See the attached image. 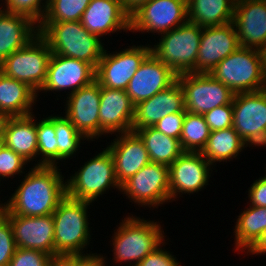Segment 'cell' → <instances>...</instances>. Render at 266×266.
<instances>
[{"mask_svg": "<svg viewBox=\"0 0 266 266\" xmlns=\"http://www.w3.org/2000/svg\"><path fill=\"white\" fill-rule=\"evenodd\" d=\"M50 255L40 250L16 249L8 266H47Z\"/></svg>", "mask_w": 266, "mask_h": 266, "instance_id": "40", "label": "cell"}, {"mask_svg": "<svg viewBox=\"0 0 266 266\" xmlns=\"http://www.w3.org/2000/svg\"><path fill=\"white\" fill-rule=\"evenodd\" d=\"M5 215L10 221L18 248L40 250L50 256L54 255V221L52 214L37 217Z\"/></svg>", "mask_w": 266, "mask_h": 266, "instance_id": "21", "label": "cell"}, {"mask_svg": "<svg viewBox=\"0 0 266 266\" xmlns=\"http://www.w3.org/2000/svg\"><path fill=\"white\" fill-rule=\"evenodd\" d=\"M213 166L200 152H184L169 166L170 201L194 194L209 184ZM180 195V196H179Z\"/></svg>", "mask_w": 266, "mask_h": 266, "instance_id": "14", "label": "cell"}, {"mask_svg": "<svg viewBox=\"0 0 266 266\" xmlns=\"http://www.w3.org/2000/svg\"><path fill=\"white\" fill-rule=\"evenodd\" d=\"M59 167L33 165L27 169L21 184L7 201L1 202L0 210L29 217L51 215L66 196V177Z\"/></svg>", "mask_w": 266, "mask_h": 266, "instance_id": "1", "label": "cell"}, {"mask_svg": "<svg viewBox=\"0 0 266 266\" xmlns=\"http://www.w3.org/2000/svg\"><path fill=\"white\" fill-rule=\"evenodd\" d=\"M120 193L137 206L162 207L171 202L169 166L150 162L121 185Z\"/></svg>", "mask_w": 266, "mask_h": 266, "instance_id": "9", "label": "cell"}, {"mask_svg": "<svg viewBox=\"0 0 266 266\" xmlns=\"http://www.w3.org/2000/svg\"><path fill=\"white\" fill-rule=\"evenodd\" d=\"M4 142L7 148L12 149L31 164L33 161H37L33 164L34 166H39L36 118L34 113L23 117H11L5 129Z\"/></svg>", "mask_w": 266, "mask_h": 266, "instance_id": "26", "label": "cell"}, {"mask_svg": "<svg viewBox=\"0 0 266 266\" xmlns=\"http://www.w3.org/2000/svg\"><path fill=\"white\" fill-rule=\"evenodd\" d=\"M240 47L234 23L204 27L197 54L196 73H210L218 63Z\"/></svg>", "mask_w": 266, "mask_h": 266, "instance_id": "18", "label": "cell"}, {"mask_svg": "<svg viewBox=\"0 0 266 266\" xmlns=\"http://www.w3.org/2000/svg\"><path fill=\"white\" fill-rule=\"evenodd\" d=\"M187 21L186 0H150L130 16V32L161 35Z\"/></svg>", "mask_w": 266, "mask_h": 266, "instance_id": "13", "label": "cell"}, {"mask_svg": "<svg viewBox=\"0 0 266 266\" xmlns=\"http://www.w3.org/2000/svg\"><path fill=\"white\" fill-rule=\"evenodd\" d=\"M28 164L30 163L21 155L6 146L3 147L0 150V184L5 178L9 180V178L17 177L18 174L23 176L25 174L24 169L26 170Z\"/></svg>", "mask_w": 266, "mask_h": 266, "instance_id": "37", "label": "cell"}, {"mask_svg": "<svg viewBox=\"0 0 266 266\" xmlns=\"http://www.w3.org/2000/svg\"><path fill=\"white\" fill-rule=\"evenodd\" d=\"M91 202L65 196L52 213L54 221V255H86L91 242L88 209ZM88 245V246H87ZM85 252V253H84Z\"/></svg>", "mask_w": 266, "mask_h": 266, "instance_id": "4", "label": "cell"}, {"mask_svg": "<svg viewBox=\"0 0 266 266\" xmlns=\"http://www.w3.org/2000/svg\"><path fill=\"white\" fill-rule=\"evenodd\" d=\"M247 192L249 199L247 205L266 208V177L260 176L258 179H256L251 184Z\"/></svg>", "mask_w": 266, "mask_h": 266, "instance_id": "43", "label": "cell"}, {"mask_svg": "<svg viewBox=\"0 0 266 266\" xmlns=\"http://www.w3.org/2000/svg\"><path fill=\"white\" fill-rule=\"evenodd\" d=\"M264 90L266 91V64H265V86H264Z\"/></svg>", "mask_w": 266, "mask_h": 266, "instance_id": "50", "label": "cell"}, {"mask_svg": "<svg viewBox=\"0 0 266 266\" xmlns=\"http://www.w3.org/2000/svg\"><path fill=\"white\" fill-rule=\"evenodd\" d=\"M123 10L131 16L135 13L142 5L146 4L150 0H120Z\"/></svg>", "mask_w": 266, "mask_h": 266, "instance_id": "46", "label": "cell"}, {"mask_svg": "<svg viewBox=\"0 0 266 266\" xmlns=\"http://www.w3.org/2000/svg\"><path fill=\"white\" fill-rule=\"evenodd\" d=\"M38 33L53 54L85 61L95 69L105 50L104 40L91 34L80 21L40 22Z\"/></svg>", "mask_w": 266, "mask_h": 266, "instance_id": "3", "label": "cell"}, {"mask_svg": "<svg viewBox=\"0 0 266 266\" xmlns=\"http://www.w3.org/2000/svg\"><path fill=\"white\" fill-rule=\"evenodd\" d=\"M247 147L235 129L229 127L211 131L207 143L200 153L215 168L219 162L226 161L227 163V161H233V158H238Z\"/></svg>", "mask_w": 266, "mask_h": 266, "instance_id": "30", "label": "cell"}, {"mask_svg": "<svg viewBox=\"0 0 266 266\" xmlns=\"http://www.w3.org/2000/svg\"><path fill=\"white\" fill-rule=\"evenodd\" d=\"M265 64V52L240 46L218 63L209 75L234 94L257 92L264 90Z\"/></svg>", "mask_w": 266, "mask_h": 266, "instance_id": "5", "label": "cell"}, {"mask_svg": "<svg viewBox=\"0 0 266 266\" xmlns=\"http://www.w3.org/2000/svg\"><path fill=\"white\" fill-rule=\"evenodd\" d=\"M236 0H188V21L202 28L233 22Z\"/></svg>", "mask_w": 266, "mask_h": 266, "instance_id": "28", "label": "cell"}, {"mask_svg": "<svg viewBox=\"0 0 266 266\" xmlns=\"http://www.w3.org/2000/svg\"><path fill=\"white\" fill-rule=\"evenodd\" d=\"M80 22L100 39L122 30L130 32V16L123 10L120 0H91Z\"/></svg>", "mask_w": 266, "mask_h": 266, "instance_id": "24", "label": "cell"}, {"mask_svg": "<svg viewBox=\"0 0 266 266\" xmlns=\"http://www.w3.org/2000/svg\"><path fill=\"white\" fill-rule=\"evenodd\" d=\"M96 69L89 63L58 54L51 55L47 77L40 92H61L68 90L66 96L89 85L95 80Z\"/></svg>", "mask_w": 266, "mask_h": 266, "instance_id": "16", "label": "cell"}, {"mask_svg": "<svg viewBox=\"0 0 266 266\" xmlns=\"http://www.w3.org/2000/svg\"><path fill=\"white\" fill-rule=\"evenodd\" d=\"M202 27L190 21L163 33L151 52L176 75L196 73Z\"/></svg>", "mask_w": 266, "mask_h": 266, "instance_id": "7", "label": "cell"}, {"mask_svg": "<svg viewBox=\"0 0 266 266\" xmlns=\"http://www.w3.org/2000/svg\"><path fill=\"white\" fill-rule=\"evenodd\" d=\"M205 121L209 126L210 131H217L232 127L233 124V105L225 104L215 107L213 110L206 112L204 115Z\"/></svg>", "mask_w": 266, "mask_h": 266, "instance_id": "39", "label": "cell"}, {"mask_svg": "<svg viewBox=\"0 0 266 266\" xmlns=\"http://www.w3.org/2000/svg\"><path fill=\"white\" fill-rule=\"evenodd\" d=\"M166 241L168 240L166 239L159 247L149 253L136 266H183L181 261H178L170 250H165L164 247L168 244Z\"/></svg>", "mask_w": 266, "mask_h": 266, "instance_id": "41", "label": "cell"}, {"mask_svg": "<svg viewBox=\"0 0 266 266\" xmlns=\"http://www.w3.org/2000/svg\"><path fill=\"white\" fill-rule=\"evenodd\" d=\"M101 85L94 80L65 98L63 113L89 141L99 139V106Z\"/></svg>", "mask_w": 266, "mask_h": 266, "instance_id": "15", "label": "cell"}, {"mask_svg": "<svg viewBox=\"0 0 266 266\" xmlns=\"http://www.w3.org/2000/svg\"><path fill=\"white\" fill-rule=\"evenodd\" d=\"M38 34V24L30 17L0 8V64Z\"/></svg>", "mask_w": 266, "mask_h": 266, "instance_id": "25", "label": "cell"}, {"mask_svg": "<svg viewBox=\"0 0 266 266\" xmlns=\"http://www.w3.org/2000/svg\"><path fill=\"white\" fill-rule=\"evenodd\" d=\"M47 266H74V255H53L50 257Z\"/></svg>", "mask_w": 266, "mask_h": 266, "instance_id": "45", "label": "cell"}, {"mask_svg": "<svg viewBox=\"0 0 266 266\" xmlns=\"http://www.w3.org/2000/svg\"><path fill=\"white\" fill-rule=\"evenodd\" d=\"M51 55L48 43L38 34L25 47L10 54L0 64V71L7 77L27 84L39 97Z\"/></svg>", "mask_w": 266, "mask_h": 266, "instance_id": "8", "label": "cell"}, {"mask_svg": "<svg viewBox=\"0 0 266 266\" xmlns=\"http://www.w3.org/2000/svg\"><path fill=\"white\" fill-rule=\"evenodd\" d=\"M144 142L152 163L170 166L185 151L179 139L172 138L154 127L133 129Z\"/></svg>", "mask_w": 266, "mask_h": 266, "instance_id": "31", "label": "cell"}, {"mask_svg": "<svg viewBox=\"0 0 266 266\" xmlns=\"http://www.w3.org/2000/svg\"><path fill=\"white\" fill-rule=\"evenodd\" d=\"M37 99V93L31 87L0 71V112L10 117L31 115Z\"/></svg>", "mask_w": 266, "mask_h": 266, "instance_id": "27", "label": "cell"}, {"mask_svg": "<svg viewBox=\"0 0 266 266\" xmlns=\"http://www.w3.org/2000/svg\"><path fill=\"white\" fill-rule=\"evenodd\" d=\"M10 118L11 117L8 114L0 112V136H4L6 126Z\"/></svg>", "mask_w": 266, "mask_h": 266, "instance_id": "48", "label": "cell"}, {"mask_svg": "<svg viewBox=\"0 0 266 266\" xmlns=\"http://www.w3.org/2000/svg\"><path fill=\"white\" fill-rule=\"evenodd\" d=\"M107 256L90 253L86 255H74V266H109L107 265Z\"/></svg>", "mask_w": 266, "mask_h": 266, "instance_id": "44", "label": "cell"}, {"mask_svg": "<svg viewBox=\"0 0 266 266\" xmlns=\"http://www.w3.org/2000/svg\"><path fill=\"white\" fill-rule=\"evenodd\" d=\"M176 80L177 75L151 52L130 79L126 93L135 106L168 88Z\"/></svg>", "mask_w": 266, "mask_h": 266, "instance_id": "19", "label": "cell"}, {"mask_svg": "<svg viewBox=\"0 0 266 266\" xmlns=\"http://www.w3.org/2000/svg\"><path fill=\"white\" fill-rule=\"evenodd\" d=\"M131 215L125 216L119 222L112 235V241L110 240L112 242L110 245H113L114 264L124 263L125 266H136L167 237L161 227L162 222Z\"/></svg>", "mask_w": 266, "mask_h": 266, "instance_id": "2", "label": "cell"}, {"mask_svg": "<svg viewBox=\"0 0 266 266\" xmlns=\"http://www.w3.org/2000/svg\"><path fill=\"white\" fill-rule=\"evenodd\" d=\"M110 145L106 147L114 161L117 181L122 185L131 176L135 175L142 167L149 164L148 151L139 135L134 132L115 134Z\"/></svg>", "mask_w": 266, "mask_h": 266, "instance_id": "22", "label": "cell"}, {"mask_svg": "<svg viewBox=\"0 0 266 266\" xmlns=\"http://www.w3.org/2000/svg\"><path fill=\"white\" fill-rule=\"evenodd\" d=\"M232 105V127L241 139L249 148L266 147V91L236 93Z\"/></svg>", "mask_w": 266, "mask_h": 266, "instance_id": "10", "label": "cell"}, {"mask_svg": "<svg viewBox=\"0 0 266 266\" xmlns=\"http://www.w3.org/2000/svg\"><path fill=\"white\" fill-rule=\"evenodd\" d=\"M5 147L4 136H0V150Z\"/></svg>", "mask_w": 266, "mask_h": 266, "instance_id": "49", "label": "cell"}, {"mask_svg": "<svg viewBox=\"0 0 266 266\" xmlns=\"http://www.w3.org/2000/svg\"><path fill=\"white\" fill-rule=\"evenodd\" d=\"M203 115L185 112L180 142L185 152H201L210 136Z\"/></svg>", "mask_w": 266, "mask_h": 266, "instance_id": "33", "label": "cell"}, {"mask_svg": "<svg viewBox=\"0 0 266 266\" xmlns=\"http://www.w3.org/2000/svg\"><path fill=\"white\" fill-rule=\"evenodd\" d=\"M54 130L58 143V164L74 156L76 158V153L82 147L80 144L88 141L65 115H54Z\"/></svg>", "mask_w": 266, "mask_h": 266, "instance_id": "32", "label": "cell"}, {"mask_svg": "<svg viewBox=\"0 0 266 266\" xmlns=\"http://www.w3.org/2000/svg\"><path fill=\"white\" fill-rule=\"evenodd\" d=\"M265 255L266 254V229L257 243L247 252L246 255Z\"/></svg>", "mask_w": 266, "mask_h": 266, "instance_id": "47", "label": "cell"}, {"mask_svg": "<svg viewBox=\"0 0 266 266\" xmlns=\"http://www.w3.org/2000/svg\"><path fill=\"white\" fill-rule=\"evenodd\" d=\"M91 0H48L41 22L80 21Z\"/></svg>", "mask_w": 266, "mask_h": 266, "instance_id": "35", "label": "cell"}, {"mask_svg": "<svg viewBox=\"0 0 266 266\" xmlns=\"http://www.w3.org/2000/svg\"><path fill=\"white\" fill-rule=\"evenodd\" d=\"M184 118L185 112L169 114L160 119L154 128L167 136L180 139Z\"/></svg>", "mask_w": 266, "mask_h": 266, "instance_id": "42", "label": "cell"}, {"mask_svg": "<svg viewBox=\"0 0 266 266\" xmlns=\"http://www.w3.org/2000/svg\"><path fill=\"white\" fill-rule=\"evenodd\" d=\"M233 23L240 46L266 53V0H236Z\"/></svg>", "mask_w": 266, "mask_h": 266, "instance_id": "17", "label": "cell"}, {"mask_svg": "<svg viewBox=\"0 0 266 266\" xmlns=\"http://www.w3.org/2000/svg\"><path fill=\"white\" fill-rule=\"evenodd\" d=\"M40 120H36L39 166H57L58 143L54 130V114L48 117L46 115Z\"/></svg>", "mask_w": 266, "mask_h": 266, "instance_id": "34", "label": "cell"}, {"mask_svg": "<svg viewBox=\"0 0 266 266\" xmlns=\"http://www.w3.org/2000/svg\"><path fill=\"white\" fill-rule=\"evenodd\" d=\"M4 1L2 4L4 7L0 8L17 14H24L30 17L38 25L43 20L47 6L48 0H0Z\"/></svg>", "mask_w": 266, "mask_h": 266, "instance_id": "36", "label": "cell"}, {"mask_svg": "<svg viewBox=\"0 0 266 266\" xmlns=\"http://www.w3.org/2000/svg\"><path fill=\"white\" fill-rule=\"evenodd\" d=\"M176 112H186L184 93L178 79L168 88L135 105L132 130L154 127L160 119Z\"/></svg>", "mask_w": 266, "mask_h": 266, "instance_id": "23", "label": "cell"}, {"mask_svg": "<svg viewBox=\"0 0 266 266\" xmlns=\"http://www.w3.org/2000/svg\"><path fill=\"white\" fill-rule=\"evenodd\" d=\"M134 109L126 90L101 86L99 137L132 131Z\"/></svg>", "mask_w": 266, "mask_h": 266, "instance_id": "20", "label": "cell"}, {"mask_svg": "<svg viewBox=\"0 0 266 266\" xmlns=\"http://www.w3.org/2000/svg\"><path fill=\"white\" fill-rule=\"evenodd\" d=\"M128 47L111 53L105 48L95 74V80L102 87L126 90L130 79L151 53V45L148 42L144 46L132 44Z\"/></svg>", "mask_w": 266, "mask_h": 266, "instance_id": "11", "label": "cell"}, {"mask_svg": "<svg viewBox=\"0 0 266 266\" xmlns=\"http://www.w3.org/2000/svg\"><path fill=\"white\" fill-rule=\"evenodd\" d=\"M233 229L236 252L246 254L261 238L266 229V208L259 206L245 207L236 219Z\"/></svg>", "mask_w": 266, "mask_h": 266, "instance_id": "29", "label": "cell"}, {"mask_svg": "<svg viewBox=\"0 0 266 266\" xmlns=\"http://www.w3.org/2000/svg\"><path fill=\"white\" fill-rule=\"evenodd\" d=\"M92 157L65 179L66 195L70 198L94 203L111 188L121 192V185L115 175L114 161L108 148Z\"/></svg>", "mask_w": 266, "mask_h": 266, "instance_id": "6", "label": "cell"}, {"mask_svg": "<svg viewBox=\"0 0 266 266\" xmlns=\"http://www.w3.org/2000/svg\"><path fill=\"white\" fill-rule=\"evenodd\" d=\"M183 89L185 110L204 115L225 104H230L234 92L208 73H185L177 75Z\"/></svg>", "mask_w": 266, "mask_h": 266, "instance_id": "12", "label": "cell"}, {"mask_svg": "<svg viewBox=\"0 0 266 266\" xmlns=\"http://www.w3.org/2000/svg\"><path fill=\"white\" fill-rule=\"evenodd\" d=\"M16 249L10 221L0 210V266H8Z\"/></svg>", "mask_w": 266, "mask_h": 266, "instance_id": "38", "label": "cell"}]
</instances>
